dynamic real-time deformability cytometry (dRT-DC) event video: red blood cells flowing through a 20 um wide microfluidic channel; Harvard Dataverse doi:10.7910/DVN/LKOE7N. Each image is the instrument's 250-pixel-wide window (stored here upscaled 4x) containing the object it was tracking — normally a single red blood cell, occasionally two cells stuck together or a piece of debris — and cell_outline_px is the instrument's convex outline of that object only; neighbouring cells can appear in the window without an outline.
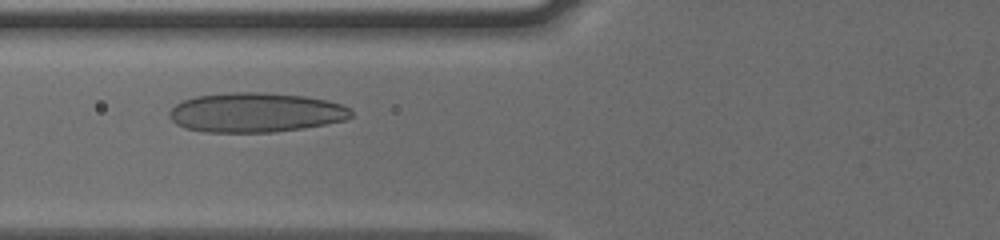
{"species": "human", "species_latin": "Homo sapiens", "temperature_condition": "cold", "stored_images_in_passage": 41, "camera_frame_rate_fps": 3000, "um_per_image_px": 0.085, "donor": {"sex": "male"}, "frame": {"image": 1, "passage_image": 14, "time_ms": 4.333, "image_size_px": [1000, 240], "cell_outline_px": [[352, 116], [344, 120], [304, 128], [272, 132], [204, 132], [184, 128], [176, 124], [168, 116], [168, 112], [176, 104], [184, 100], [196, 96], [228, 92], [260, 92], [304, 96], [328, 100], [340, 104], [348, 108], [352, 112]], "centroid_in_image_um": [21.69, 9.56], "position_along_channel_um": 104.1, "area_um2": 41.91}}
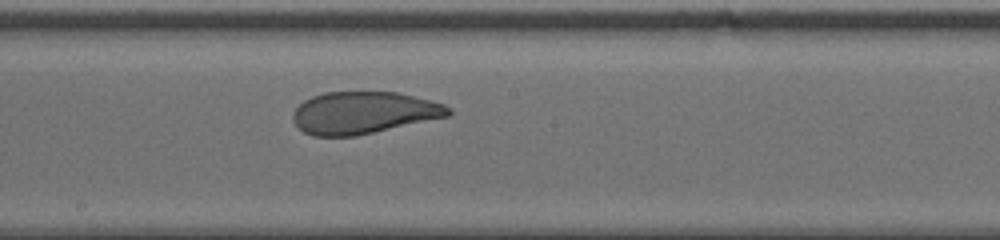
{"frame": {"image": 2, "passage_image": 23, "time_ms": 7.333, "image_size_px": [1000, 240], "cell_outline_px": [[452, 112], [448, 116], [356, 136], [312, 136], [304, 132], [292, 120], [292, 112], [304, 100], [312, 96], [324, 92], [396, 92], [444, 104], [452, 108]], "centroid_in_image_um": [30.87, 9.58], "position_along_channel_um": 217.3, "area_um2": 37.97}}
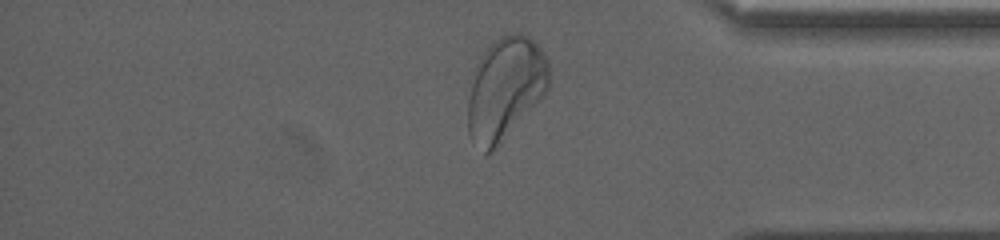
{"frame": {"image": 3, "passage_image": 38, "time_ms": 12.333, "image_size_px": [1000, 240], "cell_outline_px": [[548, 88], [500, 144], [492, 152], [484, 156], [468, 132], [468, 100], [476, 64], [484, 52], [500, 36], [512, 32], [520, 32], [528, 36], [544, 52], [548, 60]], "centroid_in_image_um": [42.93, 7.52], "position_along_channel_um": 392.3, "area_um2": 47.69}, "authors_computed_cell_mechanics": {"area_um2": 41.2114, "velocity_mm_per_s": 3.7675, "shape_relaxation_time_tau1_ms": 7.2592, "shape_relaxation_time_tau2_ms": 0.9665, "deformation_change_tau1": 0.1988, "deformation_change_tau2": 0.0622}}